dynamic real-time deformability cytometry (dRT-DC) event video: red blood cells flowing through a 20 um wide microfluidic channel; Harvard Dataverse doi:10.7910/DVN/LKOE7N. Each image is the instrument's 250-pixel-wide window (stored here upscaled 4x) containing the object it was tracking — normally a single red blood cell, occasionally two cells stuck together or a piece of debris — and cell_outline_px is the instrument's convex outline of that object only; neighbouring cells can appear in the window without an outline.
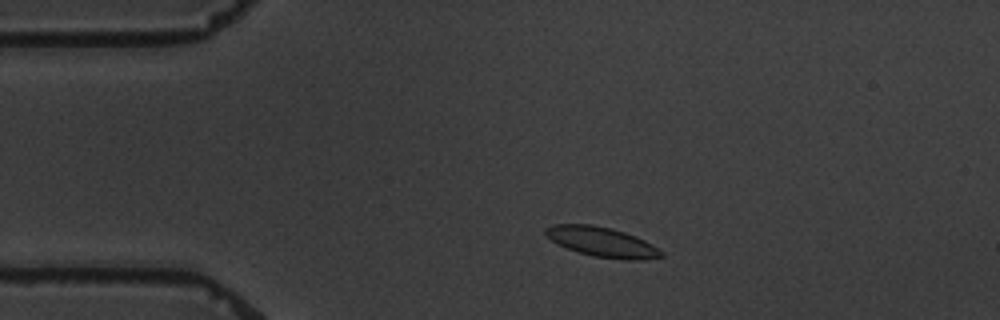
{"species": "common noctule bat (a hibernating species)", "species_latin": "Nyctalus noctula", "temperature_condition": "warm", "stored_images_in_passage": 7, "camera_frame_rate_fps": 3000, "um_per_image_px": 0.085, "animal": {"sex": "male", "body_mass_g": 19.5, "forearm_length_mm": 54.6}, "frame": {"image": 1, "passage_image": 1, "time_ms": 0.0, "image_size_px": [1000, 320], "cell_outline_px": [[664, 256], [644, 260], [624, 260], [592, 256], [568, 248], [552, 240], [544, 232], [544, 228], [552, 224], [592, 224], [612, 228], [636, 236], [652, 244], [664, 252]], "centroid_in_image_um": [51.21, 20.56], "position_along_channel_um": 33.8, "area_um2": 20.11}}
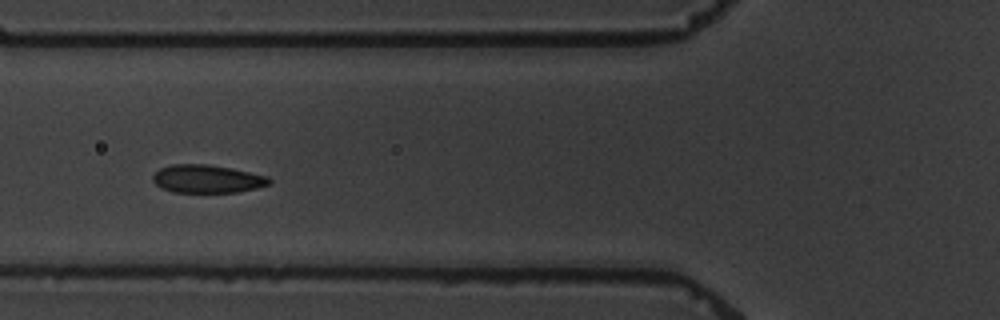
{"frame": {"image": 2, "passage_image": 4, "time_ms": 3.333, "image_size_px": [1000, 320], "cell_outline_px": [[272, 184], [256, 188], [236, 192], [172, 192], [160, 188], [152, 180], [152, 176], [160, 168], [172, 164], [208, 164], [232, 168], [268, 176], [272, 180]], "centroid_in_image_um": [17.62, 15.2], "position_along_channel_um": 108.2, "area_um2": 19.19}}
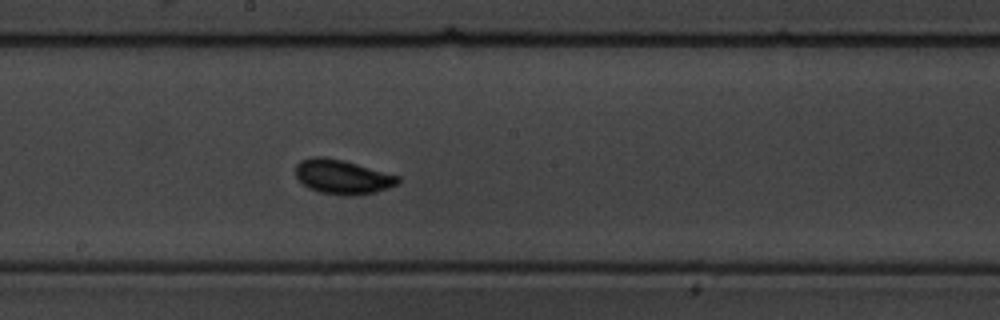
{"frame": {"image": 3, "passage_image": 7, "time_ms": 6.667, "image_size_px": [1000, 320], "cell_outline_px": [[400, 180], [396, 184], [388, 188], [376, 192], [352, 196], [344, 196], [320, 192], [308, 188], [296, 176], [296, 164], [300, 160], [312, 156], [324, 156], [344, 160], [400, 176]], "centroid_in_image_um": [29.1, 15.02], "position_along_channel_um": 219.1, "area_um2": 20.63}}